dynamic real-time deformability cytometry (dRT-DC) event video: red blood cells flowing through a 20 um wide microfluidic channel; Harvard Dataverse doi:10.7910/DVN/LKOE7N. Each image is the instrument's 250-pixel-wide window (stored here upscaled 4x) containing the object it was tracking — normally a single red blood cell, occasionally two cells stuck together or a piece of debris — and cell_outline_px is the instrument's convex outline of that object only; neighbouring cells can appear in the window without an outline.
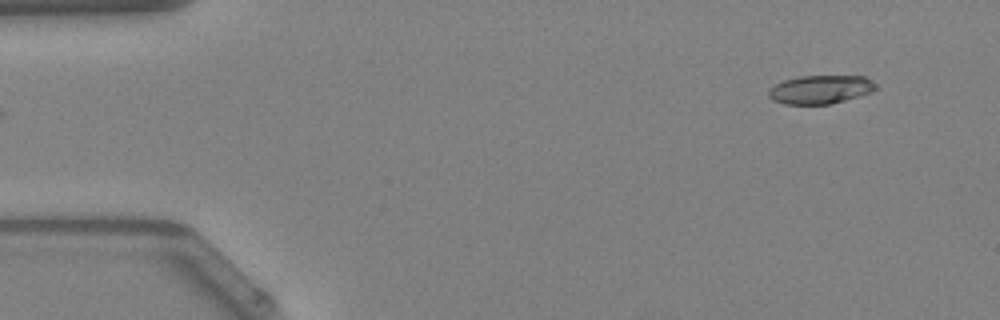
{"species": "Egyptian fruit bat (a non-hibernating species)", "species_latin": "Rousettus aegyptiacus", "temperature_condition": "warm", "stored_images_in_passage": 46, "camera_frame_rate_fps": 3000, "um_per_image_px": 0.085, "animal": {"sex": "female"}, "frame": {"image": 1, "passage_image": 1, "time_ms": 0.0, "image_size_px": [1000, 320], "cell_outline_px": [[876, 88], [872, 92], [844, 100], [828, 104], [784, 104], [772, 100], [768, 96], [768, 88], [784, 80], [800, 76], [864, 76], [876, 84]], "centroid_in_image_um": [69.7, 7.6], "position_along_channel_um": 15.3, "area_um2": 17.74}}
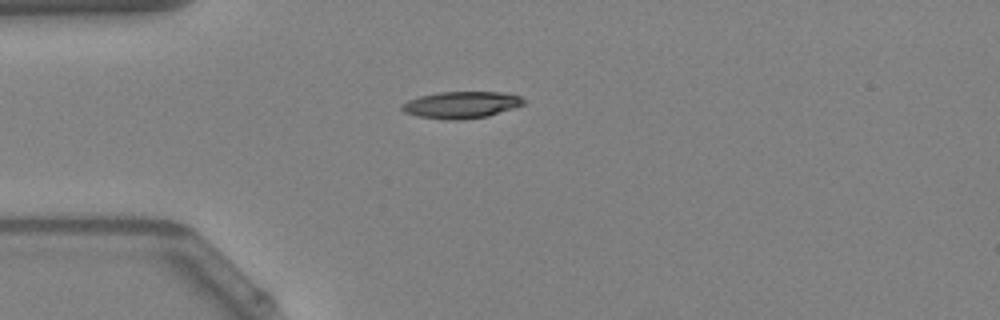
{"frame": {"image": 2, "passage_image": 10, "time_ms": 3.0, "image_size_px": [1000, 320], "cell_outline_px": [[524, 104], [488, 116], [460, 120], [448, 120], [416, 116], [404, 112], [400, 108], [400, 104], [408, 100], [420, 96], [440, 92], [500, 92], [520, 96], [524, 100]], "centroid_in_image_um": [39.16, 8.92], "position_along_channel_um": 45.8, "area_um2": 18.96}}
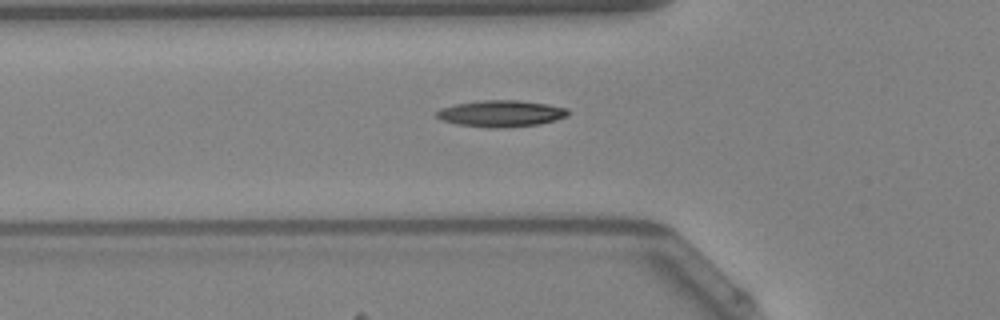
{"frame": {"image": 3, "passage_image": 14, "time_ms": 4.333, "image_size_px": [1000, 320], "cell_outline_px": [[572, 112], [568, 116], [556, 120], [540, 124], [500, 128], [456, 124], [444, 120], [436, 116], [436, 112], [440, 108], [456, 104], [480, 100], [520, 100], [568, 108]], "centroid_in_image_um": [42.64, 9.64], "position_along_channel_um": 83.2, "area_um2": 20.23}, "authors_computed_cell_mechanics": {"area_um2": 18.6983, "velocity_mm_per_s": 4.1315, "shape_relaxation_time_tau1_ms": 8.3664, "shape_relaxation_time_tau2_ms": 3.0296, "deformation_change_tau1": 0.2272, "deformation_change_tau2": 0.1151}}